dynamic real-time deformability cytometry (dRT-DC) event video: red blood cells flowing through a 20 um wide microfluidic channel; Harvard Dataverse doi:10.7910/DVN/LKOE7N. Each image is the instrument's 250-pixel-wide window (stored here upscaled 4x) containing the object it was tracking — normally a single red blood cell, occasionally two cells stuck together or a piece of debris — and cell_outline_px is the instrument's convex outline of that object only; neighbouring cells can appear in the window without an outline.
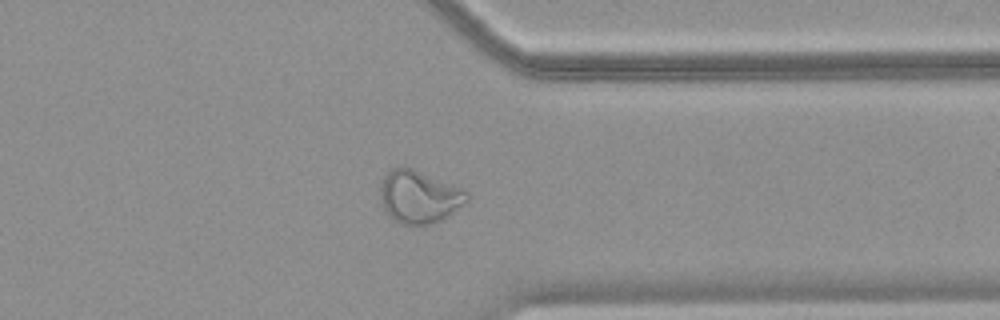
{"species": "common noctule bat (a hibernating species)", "species_latin": "Nyctalus noctula", "temperature_condition": "warm", "stored_images_in_passage": 44, "camera_frame_rate_fps": 3000, "um_per_image_px": 0.085, "animal": {"sex": "female", "body_mass_g": 18.4}, "frame": {"image": 1, "passage_image": 34, "time_ms": 11.0, "image_size_px": [1000, 320], "cell_outline_px": [[468, 200], [448, 216], [432, 224], [400, 224], [392, 220], [388, 216], [384, 208], [380, 196], [380, 184], [384, 176], [392, 168], [412, 168], [464, 188], [468, 192]], "centroid_in_image_um": [35.62, 16.73], "position_along_channel_um": 375.8, "area_um2": 26.59}}
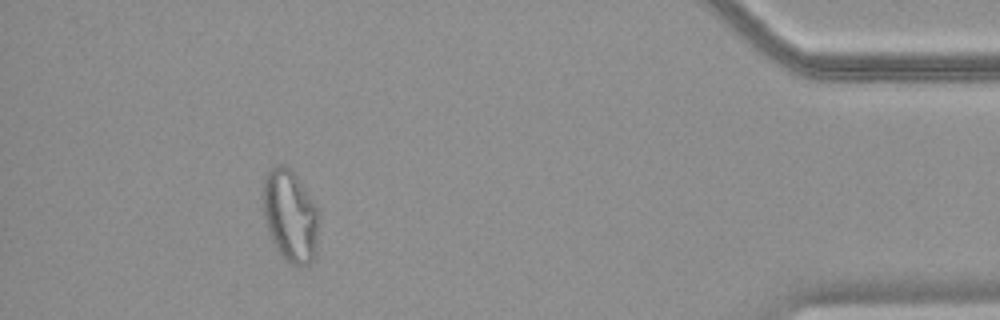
{"frame": {"image": 2, "passage_image": 40, "time_ms": 13.0, "image_size_px": [1000, 320], "cell_outline_px": [[320, 212], [316, 256], [308, 264], [292, 264], [284, 260], [280, 256], [268, 232], [264, 216], [264, 176], [276, 164], [284, 164], [296, 176]], "centroid_in_image_um": [24.69, 18.38], "position_along_channel_um": 410.5, "area_um2": 29.94}}